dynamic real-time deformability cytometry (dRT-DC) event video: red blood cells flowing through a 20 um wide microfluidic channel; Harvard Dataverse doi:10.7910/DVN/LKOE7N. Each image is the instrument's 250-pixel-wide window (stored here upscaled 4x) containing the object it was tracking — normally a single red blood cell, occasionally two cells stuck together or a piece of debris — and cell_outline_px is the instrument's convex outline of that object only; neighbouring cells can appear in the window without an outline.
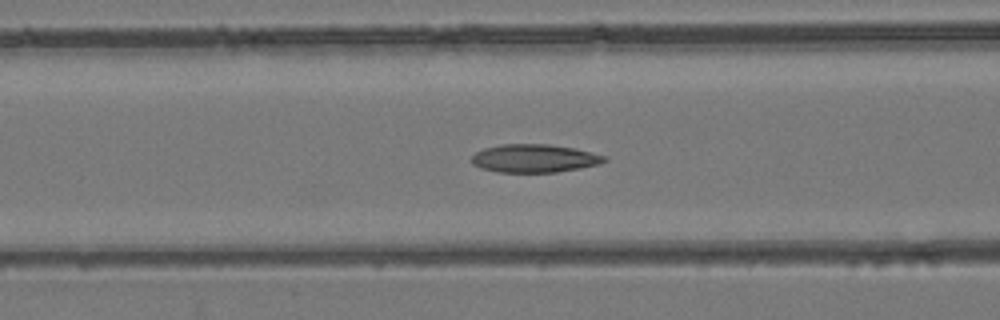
{"species": "common noctule bat (a hibernating species)", "species_latin": "Nyctalus noctula", "temperature_condition": "room temperature", "stored_images_in_passage": 46, "camera_frame_rate_fps": 3000, "um_per_image_px": 0.085, "animal": {"sex": "female", "body_mass_g": 24.6, "forearm_length_mm": 56.2}, "frame": {"image": 1, "passage_image": 18, "time_ms": 5.667, "image_size_px": [1000, 320], "cell_outline_px": [[608, 160], [600, 164], [580, 168], [556, 172], [496, 172], [480, 168], [472, 164], [472, 156], [476, 152], [484, 148], [500, 144], [548, 144], [576, 148], [608, 156]], "centroid_in_image_um": [45.45, 13.46], "position_along_channel_um": 121.2, "area_um2": 22.02}}
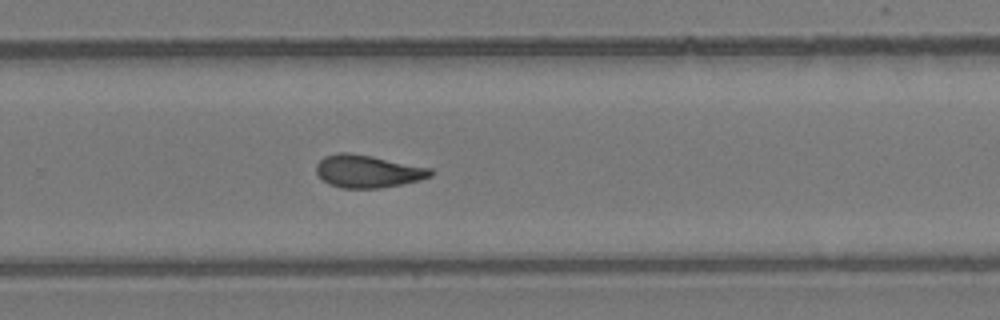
{"frame": {"image": 2, "passage_image": 30, "time_ms": 9.667, "image_size_px": [1000, 320], "cell_outline_px": [[432, 176], [420, 180], [380, 188], [340, 188], [328, 184], [316, 172], [316, 164], [324, 156], [336, 152], [348, 152], [372, 156], [432, 168]], "centroid_in_image_um": [31.24, 14.55], "position_along_channel_um": 298.6, "area_um2": 21.79}}
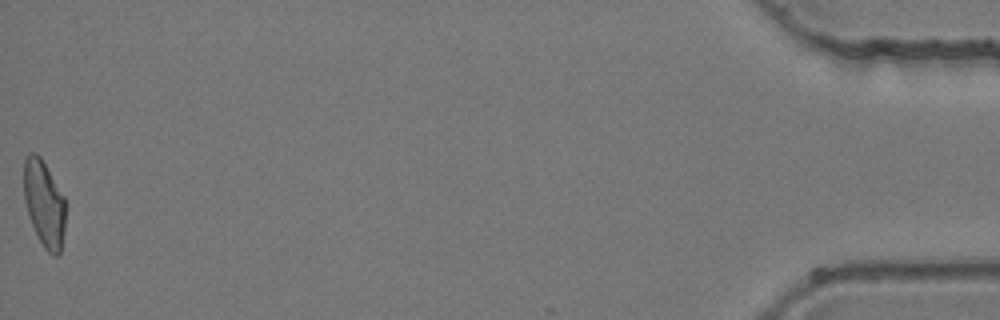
{"frame": {"image": 3, "passage_image": 46, "time_ms": 15.0, "image_size_px": [1000, 320], "cell_outline_px": [[64, 232], [60, 252], [56, 256], [52, 256], [44, 248], [32, 224], [24, 200], [24, 160], [28, 152], [36, 152], [40, 156], [64, 196]], "centroid_in_image_um": [3.74, 17.28], "position_along_channel_um": 431.5, "area_um2": 20.75}}